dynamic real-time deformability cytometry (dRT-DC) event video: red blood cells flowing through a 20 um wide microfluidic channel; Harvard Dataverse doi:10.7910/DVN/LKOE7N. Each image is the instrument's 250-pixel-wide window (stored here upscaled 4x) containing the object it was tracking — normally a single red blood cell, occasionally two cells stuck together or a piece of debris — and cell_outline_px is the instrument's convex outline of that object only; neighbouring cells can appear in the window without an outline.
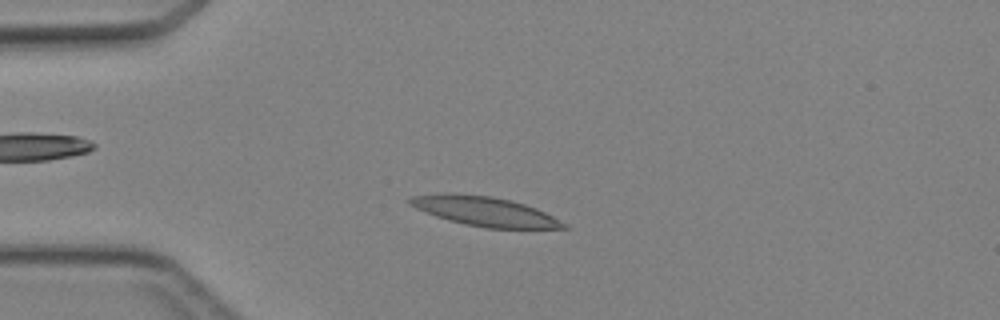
{"species": "Egyptian fruit bat (a non-hibernating species)", "species_latin": "Rousettus aegyptiacus", "temperature_condition": "cold", "stored_images_in_passage": 38, "camera_frame_rate_fps": 3000, "um_per_image_px": 0.085, "animal": {"sex": "female"}, "frame": {"image": 1, "passage_image": 4, "time_ms": 1.0, "image_size_px": [1000, 320], "cell_outline_px": [[568, 228], [484, 228], [464, 224], [448, 220], [436, 216], [416, 208], [408, 204], [408, 200], [412, 196], [444, 192], [452, 192], [492, 196], [512, 200], [536, 208], [568, 224]], "centroid_in_image_um": [41.17, 17.95], "position_along_channel_um": 43.8, "area_um2": 26.47}}
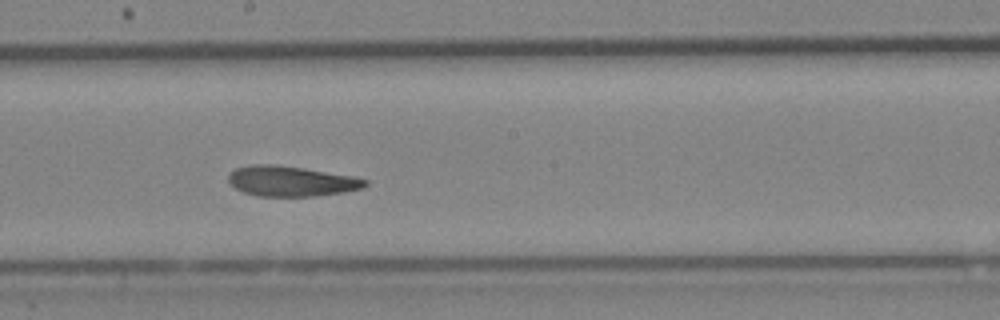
{"frame": {"image": 2, "passage_image": 18, "time_ms": 5.667, "image_size_px": [1000, 320], "cell_outline_px": [[368, 184], [364, 188], [344, 192], [312, 196], [256, 196], [244, 192], [236, 188], [228, 180], [228, 172], [236, 168], [248, 164], [276, 164], [304, 168], [352, 176], [368, 180]], "centroid_in_image_um": [24.73, 15.39], "position_along_channel_um": 223.5, "area_um2": 24.22}}
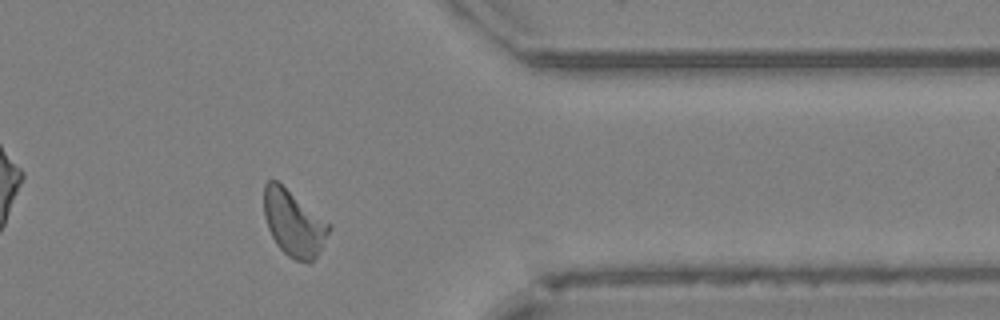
{"frame": {"image": 3, "passage_image": 30, "time_ms": 9.667, "image_size_px": [1000, 320], "cell_outline_px": [[332, 224], [316, 256], [308, 264], [296, 260], [288, 256], [276, 244], [268, 228], [264, 216], [264, 184], [268, 180], [276, 180]], "centroid_in_image_um": [24.95, 18.96], "position_along_channel_um": 386.5, "area_um2": 24.74}}